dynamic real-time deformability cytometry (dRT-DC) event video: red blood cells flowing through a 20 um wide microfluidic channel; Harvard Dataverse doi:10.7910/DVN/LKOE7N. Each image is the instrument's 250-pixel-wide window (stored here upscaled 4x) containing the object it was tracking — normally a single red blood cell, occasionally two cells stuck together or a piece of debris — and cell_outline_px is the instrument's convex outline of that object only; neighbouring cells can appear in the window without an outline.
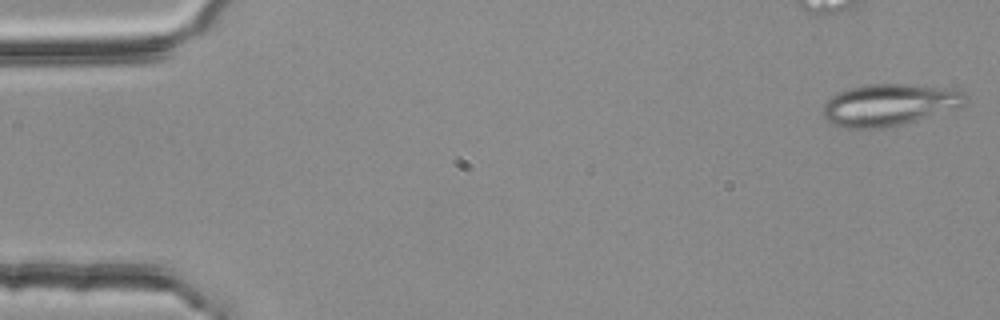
{"species": "common noctule bat (a hibernating species)", "species_latin": "Nyctalus noctula", "temperature_condition": "room temperature", "stored_images_in_passage": 4, "segment_of_instrument_passage": [2, 2], "camera_frame_rate_fps": 3000, "um_per_image_px": 0.085, "animal": {"sex": "female", "body_mass_g": 25.1}, "frame": {"image": 1, "passage_image": 4, "time_ms": 1.0, "image_size_px": [1000, 320], "cell_outline_px": [[964, 104], [956, 108], [916, 120], [900, 124], [880, 128], [848, 128], [828, 124], [824, 120], [824, 104], [836, 92], [848, 88], [868, 84], [908, 84], [952, 88], [964, 92]], "centroid_in_image_um": [75.52, 8.9], "position_along_channel_um": 9.5, "area_um2": 34.56}}